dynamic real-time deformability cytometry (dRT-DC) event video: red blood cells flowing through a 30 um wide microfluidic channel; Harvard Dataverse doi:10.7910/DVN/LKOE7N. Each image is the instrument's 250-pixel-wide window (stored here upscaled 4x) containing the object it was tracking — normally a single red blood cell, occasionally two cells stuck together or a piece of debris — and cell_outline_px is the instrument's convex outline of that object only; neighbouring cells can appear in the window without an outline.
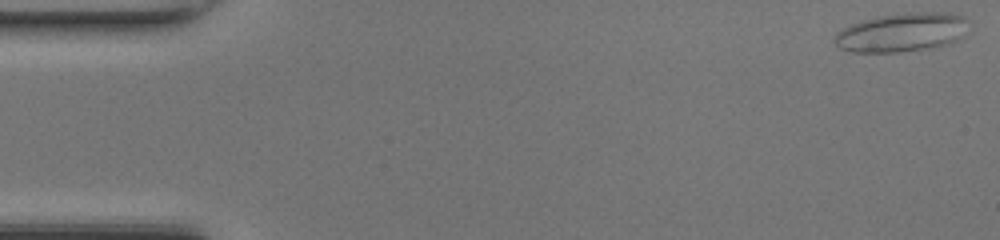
{"species": "common noctule bat (a hibernating species)", "species_latin": "Nyctalus noctula", "temperature_condition": "room temperature", "stored_images_in_passage": 47, "camera_frame_rate_fps": 3000, "um_per_image_px": 0.085, "animal": {"sex": "female", "body_mass_g": 17.0, "forearm_length_mm": 48.0}, "frame": {"image": 1, "passage_image": 1, "time_ms": 0.0, "image_size_px": [1000, 240], "cell_outline_px": [[964, 36], [948, 44], [932, 48], [900, 52], [852, 52], [840, 48], [832, 40], [844, 28], [852, 24], [864, 20], [880, 16], [908, 12], [948, 12], [964, 16]], "centroid_in_image_um": [76.66, 2.76], "position_along_channel_um": 8.3, "area_um2": 30.06}}
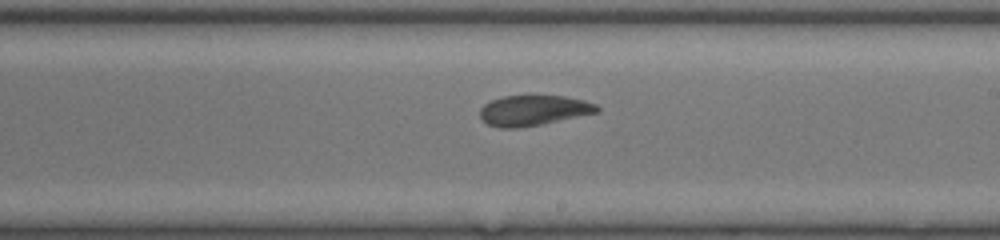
{"frame": {"image": 2, "passage_image": 27, "time_ms": 8.667, "image_size_px": [1000, 240], "cell_outline_px": [[600, 112], [520, 128], [500, 128], [488, 124], [480, 116], [480, 108], [484, 104], [492, 100], [504, 96], [564, 96], [584, 100], [596, 104], [600, 108]], "centroid_in_image_um": [45.36, 9.38], "position_along_channel_um": 243.6, "area_um2": 20.58}}
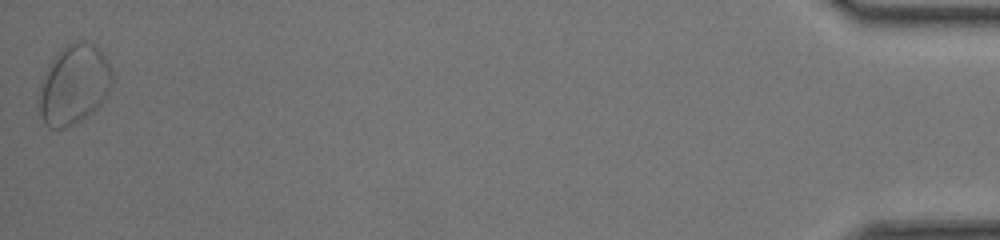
{"frame": {"image": 3, "passage_image": 47, "time_ms": 15.333, "image_size_px": [1000, 240], "cell_outline_px": [[112, 80], [108, 92], [100, 104], [96, 108], [80, 120], [64, 128], [48, 128], [44, 124], [40, 116], [40, 88], [44, 72], [52, 56], [68, 44], [76, 40], [84, 40], [96, 44], [104, 56], [112, 72]], "centroid_in_image_um": [6.27, 7.15], "position_along_channel_um": 428.9, "area_um2": 33.87}, "authors_computed_cell_mechanics": {"area_um2": 22.253, "velocity_mm_per_s": 4.3374, "shape_relaxation_time_tau1_ms": null, "shape_relaxation_time_tau2_ms": 3.9599, "deformation_change_tau1": null, "deformation_change_tau2": 0.0968}}